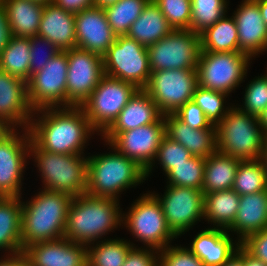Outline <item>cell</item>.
<instances>
[{"label": "cell", "instance_id": "obj_58", "mask_svg": "<svg viewBox=\"0 0 267 266\" xmlns=\"http://www.w3.org/2000/svg\"><path fill=\"white\" fill-rule=\"evenodd\" d=\"M8 128H6L4 125L0 124V136L7 130Z\"/></svg>", "mask_w": 267, "mask_h": 266}, {"label": "cell", "instance_id": "obj_55", "mask_svg": "<svg viewBox=\"0 0 267 266\" xmlns=\"http://www.w3.org/2000/svg\"><path fill=\"white\" fill-rule=\"evenodd\" d=\"M260 126L263 131L267 134V107L264 109L263 113L258 117Z\"/></svg>", "mask_w": 267, "mask_h": 266}, {"label": "cell", "instance_id": "obj_50", "mask_svg": "<svg viewBox=\"0 0 267 266\" xmlns=\"http://www.w3.org/2000/svg\"><path fill=\"white\" fill-rule=\"evenodd\" d=\"M11 37L4 8L0 2V52L3 50Z\"/></svg>", "mask_w": 267, "mask_h": 266}, {"label": "cell", "instance_id": "obj_15", "mask_svg": "<svg viewBox=\"0 0 267 266\" xmlns=\"http://www.w3.org/2000/svg\"><path fill=\"white\" fill-rule=\"evenodd\" d=\"M67 50L58 52L45 67L27 81L31 108L66 107Z\"/></svg>", "mask_w": 267, "mask_h": 266}, {"label": "cell", "instance_id": "obj_49", "mask_svg": "<svg viewBox=\"0 0 267 266\" xmlns=\"http://www.w3.org/2000/svg\"><path fill=\"white\" fill-rule=\"evenodd\" d=\"M1 257L0 266H27V258L23 251L14 254L4 253Z\"/></svg>", "mask_w": 267, "mask_h": 266}, {"label": "cell", "instance_id": "obj_45", "mask_svg": "<svg viewBox=\"0 0 267 266\" xmlns=\"http://www.w3.org/2000/svg\"><path fill=\"white\" fill-rule=\"evenodd\" d=\"M174 115L193 129H208L212 126L201 108L192 100L180 107Z\"/></svg>", "mask_w": 267, "mask_h": 266}, {"label": "cell", "instance_id": "obj_53", "mask_svg": "<svg viewBox=\"0 0 267 266\" xmlns=\"http://www.w3.org/2000/svg\"><path fill=\"white\" fill-rule=\"evenodd\" d=\"M254 1L258 4L263 21L267 26V0H254Z\"/></svg>", "mask_w": 267, "mask_h": 266}, {"label": "cell", "instance_id": "obj_46", "mask_svg": "<svg viewBox=\"0 0 267 266\" xmlns=\"http://www.w3.org/2000/svg\"><path fill=\"white\" fill-rule=\"evenodd\" d=\"M240 245L254 258L267 265V228L248 235Z\"/></svg>", "mask_w": 267, "mask_h": 266}, {"label": "cell", "instance_id": "obj_38", "mask_svg": "<svg viewBox=\"0 0 267 266\" xmlns=\"http://www.w3.org/2000/svg\"><path fill=\"white\" fill-rule=\"evenodd\" d=\"M205 162L206 158L192 155L165 175L166 184L202 190Z\"/></svg>", "mask_w": 267, "mask_h": 266}, {"label": "cell", "instance_id": "obj_59", "mask_svg": "<svg viewBox=\"0 0 267 266\" xmlns=\"http://www.w3.org/2000/svg\"><path fill=\"white\" fill-rule=\"evenodd\" d=\"M267 51V41H266V45H265V48H264V52L266 53Z\"/></svg>", "mask_w": 267, "mask_h": 266}, {"label": "cell", "instance_id": "obj_28", "mask_svg": "<svg viewBox=\"0 0 267 266\" xmlns=\"http://www.w3.org/2000/svg\"><path fill=\"white\" fill-rule=\"evenodd\" d=\"M172 30L158 5L150 0L130 26L126 36L148 47L166 37Z\"/></svg>", "mask_w": 267, "mask_h": 266}, {"label": "cell", "instance_id": "obj_18", "mask_svg": "<svg viewBox=\"0 0 267 266\" xmlns=\"http://www.w3.org/2000/svg\"><path fill=\"white\" fill-rule=\"evenodd\" d=\"M34 110L27 96V82L0 70V124L28 129Z\"/></svg>", "mask_w": 267, "mask_h": 266}, {"label": "cell", "instance_id": "obj_1", "mask_svg": "<svg viewBox=\"0 0 267 266\" xmlns=\"http://www.w3.org/2000/svg\"><path fill=\"white\" fill-rule=\"evenodd\" d=\"M28 130L40 149L70 155H85L90 138L98 134L81 106L35 110Z\"/></svg>", "mask_w": 267, "mask_h": 266}, {"label": "cell", "instance_id": "obj_13", "mask_svg": "<svg viewBox=\"0 0 267 266\" xmlns=\"http://www.w3.org/2000/svg\"><path fill=\"white\" fill-rule=\"evenodd\" d=\"M198 84L197 70L168 69L151 72L144 90L157 104L159 111L174 114L191 101Z\"/></svg>", "mask_w": 267, "mask_h": 266}, {"label": "cell", "instance_id": "obj_24", "mask_svg": "<svg viewBox=\"0 0 267 266\" xmlns=\"http://www.w3.org/2000/svg\"><path fill=\"white\" fill-rule=\"evenodd\" d=\"M165 136L180 143L193 156L207 158L217 151L216 126L193 129L174 114L164 115Z\"/></svg>", "mask_w": 267, "mask_h": 266}, {"label": "cell", "instance_id": "obj_6", "mask_svg": "<svg viewBox=\"0 0 267 266\" xmlns=\"http://www.w3.org/2000/svg\"><path fill=\"white\" fill-rule=\"evenodd\" d=\"M217 151L241 161L261 159L267 134L259 119L239 109L235 103L216 125Z\"/></svg>", "mask_w": 267, "mask_h": 266}, {"label": "cell", "instance_id": "obj_37", "mask_svg": "<svg viewBox=\"0 0 267 266\" xmlns=\"http://www.w3.org/2000/svg\"><path fill=\"white\" fill-rule=\"evenodd\" d=\"M191 4L190 30L198 34L215 24L230 8L229 0H191Z\"/></svg>", "mask_w": 267, "mask_h": 266}, {"label": "cell", "instance_id": "obj_56", "mask_svg": "<svg viewBox=\"0 0 267 266\" xmlns=\"http://www.w3.org/2000/svg\"><path fill=\"white\" fill-rule=\"evenodd\" d=\"M261 160L265 166V173H266V176H267V141H266V144H265V149L262 153V157H261Z\"/></svg>", "mask_w": 267, "mask_h": 266}, {"label": "cell", "instance_id": "obj_42", "mask_svg": "<svg viewBox=\"0 0 267 266\" xmlns=\"http://www.w3.org/2000/svg\"><path fill=\"white\" fill-rule=\"evenodd\" d=\"M173 30L190 29L191 0H153Z\"/></svg>", "mask_w": 267, "mask_h": 266}, {"label": "cell", "instance_id": "obj_36", "mask_svg": "<svg viewBox=\"0 0 267 266\" xmlns=\"http://www.w3.org/2000/svg\"><path fill=\"white\" fill-rule=\"evenodd\" d=\"M150 0H120L104 9L107 21L116 36L127 35L130 26L141 15Z\"/></svg>", "mask_w": 267, "mask_h": 266}, {"label": "cell", "instance_id": "obj_5", "mask_svg": "<svg viewBox=\"0 0 267 266\" xmlns=\"http://www.w3.org/2000/svg\"><path fill=\"white\" fill-rule=\"evenodd\" d=\"M32 156V158H31ZM34 161L42 189L77 197L87 189V155L57 154L40 149L32 140L29 160Z\"/></svg>", "mask_w": 267, "mask_h": 266}, {"label": "cell", "instance_id": "obj_10", "mask_svg": "<svg viewBox=\"0 0 267 266\" xmlns=\"http://www.w3.org/2000/svg\"><path fill=\"white\" fill-rule=\"evenodd\" d=\"M102 57L106 76L132 83L138 89L147 86L151 75L147 47L126 35L117 36Z\"/></svg>", "mask_w": 267, "mask_h": 266}, {"label": "cell", "instance_id": "obj_14", "mask_svg": "<svg viewBox=\"0 0 267 266\" xmlns=\"http://www.w3.org/2000/svg\"><path fill=\"white\" fill-rule=\"evenodd\" d=\"M165 187L164 194L151 193L160 202L169 228L179 238L204 220V194L189 187Z\"/></svg>", "mask_w": 267, "mask_h": 266}, {"label": "cell", "instance_id": "obj_33", "mask_svg": "<svg viewBox=\"0 0 267 266\" xmlns=\"http://www.w3.org/2000/svg\"><path fill=\"white\" fill-rule=\"evenodd\" d=\"M87 246V266H122L129 251L139 247L125 238H108Z\"/></svg>", "mask_w": 267, "mask_h": 266}, {"label": "cell", "instance_id": "obj_51", "mask_svg": "<svg viewBox=\"0 0 267 266\" xmlns=\"http://www.w3.org/2000/svg\"><path fill=\"white\" fill-rule=\"evenodd\" d=\"M222 266H243V247L240 245L236 253L233 254Z\"/></svg>", "mask_w": 267, "mask_h": 266}, {"label": "cell", "instance_id": "obj_29", "mask_svg": "<svg viewBox=\"0 0 267 266\" xmlns=\"http://www.w3.org/2000/svg\"><path fill=\"white\" fill-rule=\"evenodd\" d=\"M21 197H0V251H23L21 242Z\"/></svg>", "mask_w": 267, "mask_h": 266}, {"label": "cell", "instance_id": "obj_57", "mask_svg": "<svg viewBox=\"0 0 267 266\" xmlns=\"http://www.w3.org/2000/svg\"><path fill=\"white\" fill-rule=\"evenodd\" d=\"M31 1H35V2L41 3L43 5H46V4L53 2V0H31Z\"/></svg>", "mask_w": 267, "mask_h": 266}, {"label": "cell", "instance_id": "obj_54", "mask_svg": "<svg viewBox=\"0 0 267 266\" xmlns=\"http://www.w3.org/2000/svg\"><path fill=\"white\" fill-rule=\"evenodd\" d=\"M120 0H94V6L105 9L106 7H109L111 5H115Z\"/></svg>", "mask_w": 267, "mask_h": 266}, {"label": "cell", "instance_id": "obj_52", "mask_svg": "<svg viewBox=\"0 0 267 266\" xmlns=\"http://www.w3.org/2000/svg\"><path fill=\"white\" fill-rule=\"evenodd\" d=\"M243 266H267L261 260L254 258L243 248Z\"/></svg>", "mask_w": 267, "mask_h": 266}, {"label": "cell", "instance_id": "obj_12", "mask_svg": "<svg viewBox=\"0 0 267 266\" xmlns=\"http://www.w3.org/2000/svg\"><path fill=\"white\" fill-rule=\"evenodd\" d=\"M30 141L29 130L23 128H8L0 136V197L22 196Z\"/></svg>", "mask_w": 267, "mask_h": 266}, {"label": "cell", "instance_id": "obj_30", "mask_svg": "<svg viewBox=\"0 0 267 266\" xmlns=\"http://www.w3.org/2000/svg\"><path fill=\"white\" fill-rule=\"evenodd\" d=\"M240 195L233 189L204 194V220L212 228L228 230L236 217Z\"/></svg>", "mask_w": 267, "mask_h": 266}, {"label": "cell", "instance_id": "obj_7", "mask_svg": "<svg viewBox=\"0 0 267 266\" xmlns=\"http://www.w3.org/2000/svg\"><path fill=\"white\" fill-rule=\"evenodd\" d=\"M126 228L140 247L163 250L178 237L169 228L158 199L149 191L133 201L127 212L122 211V228ZM137 239V240H136Z\"/></svg>", "mask_w": 267, "mask_h": 266}, {"label": "cell", "instance_id": "obj_20", "mask_svg": "<svg viewBox=\"0 0 267 266\" xmlns=\"http://www.w3.org/2000/svg\"><path fill=\"white\" fill-rule=\"evenodd\" d=\"M76 47L103 56L116 41L104 9L90 7L75 14Z\"/></svg>", "mask_w": 267, "mask_h": 266}, {"label": "cell", "instance_id": "obj_31", "mask_svg": "<svg viewBox=\"0 0 267 266\" xmlns=\"http://www.w3.org/2000/svg\"><path fill=\"white\" fill-rule=\"evenodd\" d=\"M240 161L219 151L207 157L203 176V194L232 189Z\"/></svg>", "mask_w": 267, "mask_h": 266}, {"label": "cell", "instance_id": "obj_11", "mask_svg": "<svg viewBox=\"0 0 267 266\" xmlns=\"http://www.w3.org/2000/svg\"><path fill=\"white\" fill-rule=\"evenodd\" d=\"M200 51V34L190 29L172 30L166 37L147 47L150 70H195Z\"/></svg>", "mask_w": 267, "mask_h": 266}, {"label": "cell", "instance_id": "obj_44", "mask_svg": "<svg viewBox=\"0 0 267 266\" xmlns=\"http://www.w3.org/2000/svg\"><path fill=\"white\" fill-rule=\"evenodd\" d=\"M159 266H205L187 246L170 244L159 251Z\"/></svg>", "mask_w": 267, "mask_h": 266}, {"label": "cell", "instance_id": "obj_9", "mask_svg": "<svg viewBox=\"0 0 267 266\" xmlns=\"http://www.w3.org/2000/svg\"><path fill=\"white\" fill-rule=\"evenodd\" d=\"M138 88L129 82L104 76L81 106L90 125L102 135L117 119Z\"/></svg>", "mask_w": 267, "mask_h": 266}, {"label": "cell", "instance_id": "obj_4", "mask_svg": "<svg viewBox=\"0 0 267 266\" xmlns=\"http://www.w3.org/2000/svg\"><path fill=\"white\" fill-rule=\"evenodd\" d=\"M109 152L87 155V194L94 197L111 198L120 201L122 192L136 188L146 179V170L135 160L119 153L104 142ZM120 196V197H119Z\"/></svg>", "mask_w": 267, "mask_h": 266}, {"label": "cell", "instance_id": "obj_23", "mask_svg": "<svg viewBox=\"0 0 267 266\" xmlns=\"http://www.w3.org/2000/svg\"><path fill=\"white\" fill-rule=\"evenodd\" d=\"M187 248L205 266H222L240 246V242L225 229L208 227L194 237Z\"/></svg>", "mask_w": 267, "mask_h": 266}, {"label": "cell", "instance_id": "obj_40", "mask_svg": "<svg viewBox=\"0 0 267 266\" xmlns=\"http://www.w3.org/2000/svg\"><path fill=\"white\" fill-rule=\"evenodd\" d=\"M191 156L192 154L180 143L170 140L168 137L164 136L161 140L155 160L146 170V179L148 180V177H150L157 162V164L163 169V175H166L172 168L175 167V165L184 163Z\"/></svg>", "mask_w": 267, "mask_h": 266}, {"label": "cell", "instance_id": "obj_17", "mask_svg": "<svg viewBox=\"0 0 267 266\" xmlns=\"http://www.w3.org/2000/svg\"><path fill=\"white\" fill-rule=\"evenodd\" d=\"M164 136L163 115L156 123L118 133L109 144L147 170L155 160Z\"/></svg>", "mask_w": 267, "mask_h": 266}, {"label": "cell", "instance_id": "obj_43", "mask_svg": "<svg viewBox=\"0 0 267 266\" xmlns=\"http://www.w3.org/2000/svg\"><path fill=\"white\" fill-rule=\"evenodd\" d=\"M30 41V77L41 71L48 61L53 58L58 52L59 48L51 43L48 39L41 36L29 37ZM45 49V50H43ZM42 55H41V54Z\"/></svg>", "mask_w": 267, "mask_h": 266}, {"label": "cell", "instance_id": "obj_41", "mask_svg": "<svg viewBox=\"0 0 267 266\" xmlns=\"http://www.w3.org/2000/svg\"><path fill=\"white\" fill-rule=\"evenodd\" d=\"M248 81L243 95L242 105L237 107L252 116L259 117L267 107V72Z\"/></svg>", "mask_w": 267, "mask_h": 266}, {"label": "cell", "instance_id": "obj_26", "mask_svg": "<svg viewBox=\"0 0 267 266\" xmlns=\"http://www.w3.org/2000/svg\"><path fill=\"white\" fill-rule=\"evenodd\" d=\"M267 228V191L240 196V205L232 226L227 230L242 242L248 235ZM232 232V233H231ZM234 233V234H233Z\"/></svg>", "mask_w": 267, "mask_h": 266}, {"label": "cell", "instance_id": "obj_47", "mask_svg": "<svg viewBox=\"0 0 267 266\" xmlns=\"http://www.w3.org/2000/svg\"><path fill=\"white\" fill-rule=\"evenodd\" d=\"M159 251L152 248L133 247L122 266H158Z\"/></svg>", "mask_w": 267, "mask_h": 266}, {"label": "cell", "instance_id": "obj_34", "mask_svg": "<svg viewBox=\"0 0 267 266\" xmlns=\"http://www.w3.org/2000/svg\"><path fill=\"white\" fill-rule=\"evenodd\" d=\"M30 56L29 37L11 35L0 52V70L27 82L30 79Z\"/></svg>", "mask_w": 267, "mask_h": 266}, {"label": "cell", "instance_id": "obj_16", "mask_svg": "<svg viewBox=\"0 0 267 266\" xmlns=\"http://www.w3.org/2000/svg\"><path fill=\"white\" fill-rule=\"evenodd\" d=\"M66 107L82 106L105 76L103 57L78 47L67 50Z\"/></svg>", "mask_w": 267, "mask_h": 266}, {"label": "cell", "instance_id": "obj_8", "mask_svg": "<svg viewBox=\"0 0 267 266\" xmlns=\"http://www.w3.org/2000/svg\"><path fill=\"white\" fill-rule=\"evenodd\" d=\"M252 60L244 52L200 51L196 66L198 84L202 88L224 92L230 96L247 79Z\"/></svg>", "mask_w": 267, "mask_h": 266}, {"label": "cell", "instance_id": "obj_19", "mask_svg": "<svg viewBox=\"0 0 267 266\" xmlns=\"http://www.w3.org/2000/svg\"><path fill=\"white\" fill-rule=\"evenodd\" d=\"M27 266H87V245L66 238L37 242L23 249Z\"/></svg>", "mask_w": 267, "mask_h": 266}, {"label": "cell", "instance_id": "obj_25", "mask_svg": "<svg viewBox=\"0 0 267 266\" xmlns=\"http://www.w3.org/2000/svg\"><path fill=\"white\" fill-rule=\"evenodd\" d=\"M37 35L48 39L61 51L75 48V15L54 3L44 5Z\"/></svg>", "mask_w": 267, "mask_h": 266}, {"label": "cell", "instance_id": "obj_2", "mask_svg": "<svg viewBox=\"0 0 267 266\" xmlns=\"http://www.w3.org/2000/svg\"><path fill=\"white\" fill-rule=\"evenodd\" d=\"M120 201L87 193L73 197L67 211L64 238L90 245L122 226ZM105 236V237H104Z\"/></svg>", "mask_w": 267, "mask_h": 266}, {"label": "cell", "instance_id": "obj_48", "mask_svg": "<svg viewBox=\"0 0 267 266\" xmlns=\"http://www.w3.org/2000/svg\"><path fill=\"white\" fill-rule=\"evenodd\" d=\"M52 3L74 15L94 6V0H53Z\"/></svg>", "mask_w": 267, "mask_h": 266}, {"label": "cell", "instance_id": "obj_35", "mask_svg": "<svg viewBox=\"0 0 267 266\" xmlns=\"http://www.w3.org/2000/svg\"><path fill=\"white\" fill-rule=\"evenodd\" d=\"M232 189L240 196L267 191V176L262 160L240 161Z\"/></svg>", "mask_w": 267, "mask_h": 266}, {"label": "cell", "instance_id": "obj_3", "mask_svg": "<svg viewBox=\"0 0 267 266\" xmlns=\"http://www.w3.org/2000/svg\"><path fill=\"white\" fill-rule=\"evenodd\" d=\"M29 199L26 202L22 200V249L33 243L63 238L67 211L73 197L64 192L40 188Z\"/></svg>", "mask_w": 267, "mask_h": 266}, {"label": "cell", "instance_id": "obj_39", "mask_svg": "<svg viewBox=\"0 0 267 266\" xmlns=\"http://www.w3.org/2000/svg\"><path fill=\"white\" fill-rule=\"evenodd\" d=\"M226 98L229 99V95L224 92L208 90L198 86L192 101L201 108L211 124L216 126L234 105V103L228 104Z\"/></svg>", "mask_w": 267, "mask_h": 266}, {"label": "cell", "instance_id": "obj_22", "mask_svg": "<svg viewBox=\"0 0 267 266\" xmlns=\"http://www.w3.org/2000/svg\"><path fill=\"white\" fill-rule=\"evenodd\" d=\"M162 116L148 93L144 89H138L100 138L109 143L118 133L156 123Z\"/></svg>", "mask_w": 267, "mask_h": 266}, {"label": "cell", "instance_id": "obj_21", "mask_svg": "<svg viewBox=\"0 0 267 266\" xmlns=\"http://www.w3.org/2000/svg\"><path fill=\"white\" fill-rule=\"evenodd\" d=\"M232 14L237 26L239 52L255 60L264 54L267 41V26L259 6L254 0H242Z\"/></svg>", "mask_w": 267, "mask_h": 266}, {"label": "cell", "instance_id": "obj_27", "mask_svg": "<svg viewBox=\"0 0 267 266\" xmlns=\"http://www.w3.org/2000/svg\"><path fill=\"white\" fill-rule=\"evenodd\" d=\"M10 33L17 37H32L38 33L44 5L31 0H0Z\"/></svg>", "mask_w": 267, "mask_h": 266}, {"label": "cell", "instance_id": "obj_32", "mask_svg": "<svg viewBox=\"0 0 267 266\" xmlns=\"http://www.w3.org/2000/svg\"><path fill=\"white\" fill-rule=\"evenodd\" d=\"M227 16L200 33L201 51L239 52L237 26L234 18Z\"/></svg>", "mask_w": 267, "mask_h": 266}]
</instances>
